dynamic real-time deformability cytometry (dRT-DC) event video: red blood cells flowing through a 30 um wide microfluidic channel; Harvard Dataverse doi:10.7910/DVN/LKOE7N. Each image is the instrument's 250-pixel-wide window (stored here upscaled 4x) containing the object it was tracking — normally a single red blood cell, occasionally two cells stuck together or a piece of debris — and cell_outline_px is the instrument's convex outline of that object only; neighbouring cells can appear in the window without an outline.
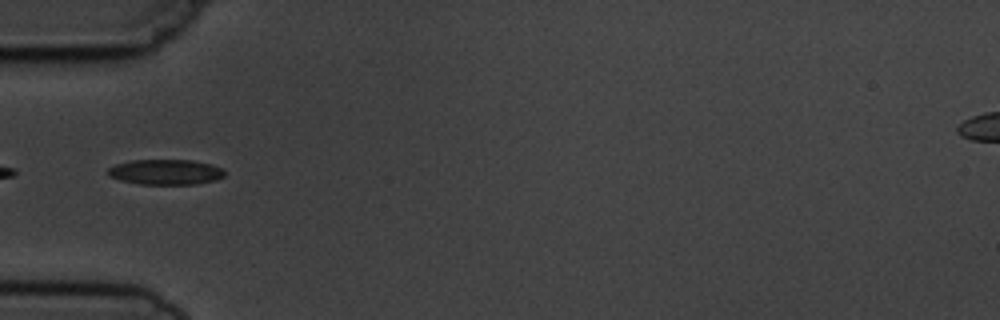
{"species": "common noctule bat (a hibernating species)", "species_latin": "Nyctalus noctula", "temperature_condition": "cold", "stored_images_in_passage": 8, "camera_frame_rate_fps": 3000, "um_per_image_px": 0.085, "animal": {"sex": "male", "body_mass_g": 19.5, "forearm_length_mm": 54.6}, "frame": {"image": 1, "passage_image": 5, "time_ms": 4.667, "image_size_px": [1000, 320], "cell_outline_px": [[224, 176], [216, 180], [196, 184], [140, 184], [120, 180], [108, 176], [108, 168], [116, 164], [132, 160], [192, 160], [212, 164], [224, 168]], "centroid_in_image_um": [14.1, 14.62], "position_along_channel_um": 70.9, "area_um2": 17.28}}
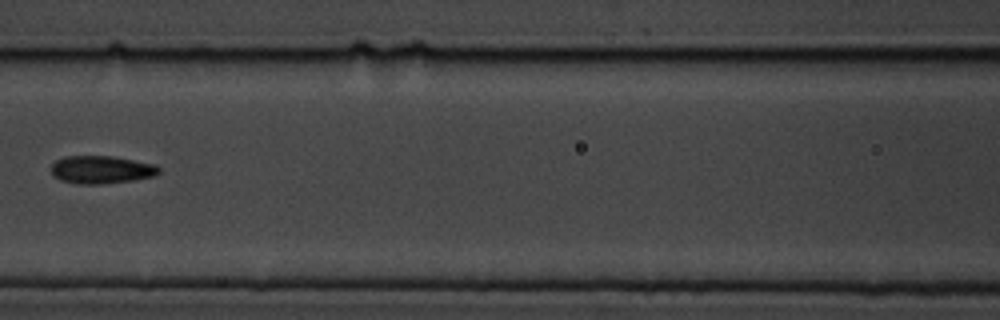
{"frame": {"image": 2, "passage_image": 7, "time_ms": 7.0, "image_size_px": [1000, 320], "cell_outline_px": [[160, 172], [156, 176], [132, 180], [100, 184], [76, 184], [60, 180], [52, 176], [52, 164], [56, 160], [64, 156], [112, 156], [156, 164], [160, 168]], "centroid_in_image_um": [8.62, 14.42], "position_along_channel_um": 158.0, "area_um2": 17.63}}
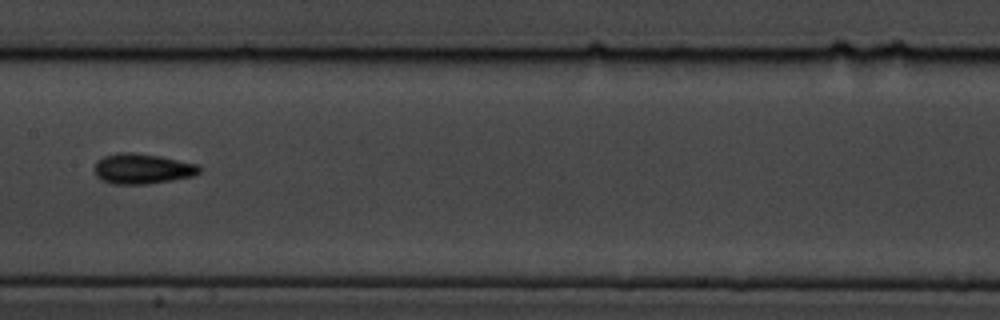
{"frame": {"image": 3, "passage_image": 8, "time_ms": 8.0, "image_size_px": [1000, 320], "cell_outline_px": [[200, 172], [192, 176], [172, 180], [144, 184], [112, 184], [96, 176], [96, 164], [104, 156], [120, 152], [132, 152], [160, 156], [196, 164], [200, 168]], "centroid_in_image_um": [12.11, 14.34], "position_along_channel_um": 195.3, "area_um2": 18.15}}